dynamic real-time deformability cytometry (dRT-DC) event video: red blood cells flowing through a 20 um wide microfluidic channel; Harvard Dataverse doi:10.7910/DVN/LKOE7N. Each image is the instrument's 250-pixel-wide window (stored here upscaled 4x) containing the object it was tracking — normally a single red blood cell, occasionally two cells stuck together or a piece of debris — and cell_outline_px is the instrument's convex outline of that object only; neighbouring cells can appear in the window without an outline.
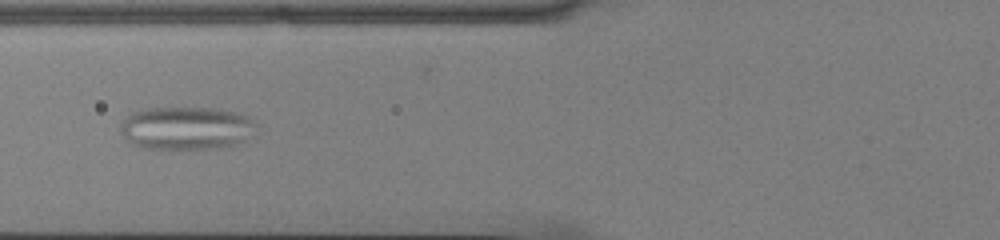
{"species": "common noctule bat (a hibernating species)", "species_latin": "Nyctalus noctula", "temperature_condition": "cold", "stored_images_in_passage": 36, "camera_frame_rate_fps": 3000, "um_per_image_px": 0.085, "animal": {"sex": "male", "body_mass_g": 13.0, "forearm_length_mm": 53.1}, "frame": {"image": 1, "passage_image": 8, "time_ms": 2.333, "image_size_px": [1000, 240], "cell_outline_px": [[256, 136], [248, 140], [236, 144], [220, 148], [140, 148], [132, 144], [120, 132], [120, 124], [124, 116], [128, 112], [144, 108], [220, 108], [240, 112], [248, 116], [256, 124]], "centroid_in_image_um": [15.87, 10.87], "position_along_channel_um": 109.9, "area_um2": 34.91}}
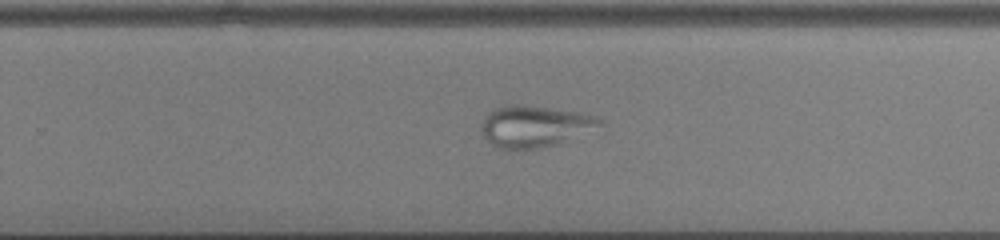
{"frame": {"image": 2, "passage_image": 22, "time_ms": 7.0, "image_size_px": [1000, 240], "cell_outline_px": [[604, 124], [560, 144], [536, 148], [500, 148], [492, 144], [480, 132], [480, 124], [484, 116], [488, 112], [496, 108], [508, 104], [520, 104], [576, 112], [592, 116], [600, 120]], "centroid_in_image_um": [45.38, 10.73], "position_along_channel_um": 284.4, "area_um2": 28.26}}
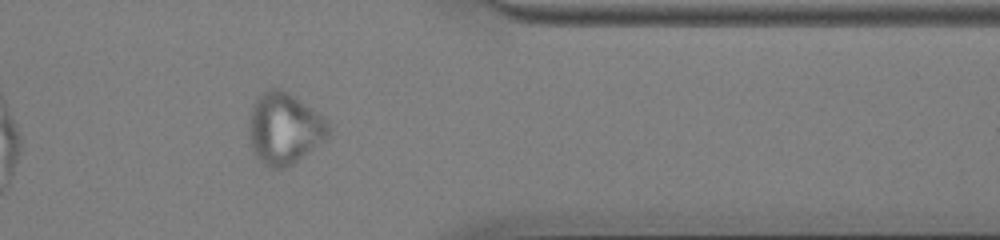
{"frame": {"image": 3, "passage_image": 31, "time_ms": 10.0, "image_size_px": [1000, 240], "cell_outline_px": [[332, 124], [328, 136], [324, 140], [292, 164], [284, 168], [272, 168], [264, 164], [256, 156], [252, 148], [248, 132], [248, 120], [252, 108], [256, 100], [268, 88], [276, 88], [288, 92], [324, 116]], "centroid_in_image_um": [24.18, 10.91], "position_along_channel_um": 387.2, "area_um2": 33.0}}